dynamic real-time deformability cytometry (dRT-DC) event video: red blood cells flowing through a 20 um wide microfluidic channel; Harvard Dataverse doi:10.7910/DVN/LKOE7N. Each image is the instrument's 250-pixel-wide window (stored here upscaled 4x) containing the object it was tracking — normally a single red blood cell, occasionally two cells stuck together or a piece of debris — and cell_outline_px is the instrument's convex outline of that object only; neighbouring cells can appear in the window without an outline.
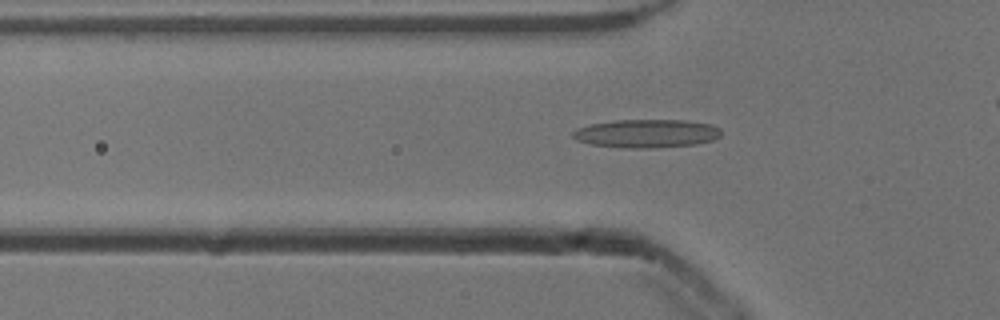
{"species": "common noctule bat (a hibernating species)", "species_latin": "Nyctalus noctula", "temperature_condition": "cold", "stored_images_in_passage": 41, "camera_frame_rate_fps": 3000, "um_per_image_px": 0.085, "animal": {"sex": "male", "body_mass_g": 13.3}, "frame": {"image": 1, "passage_image": 15, "time_ms": 4.667, "image_size_px": [1000, 320], "cell_outline_px": [[720, 136], [712, 140], [696, 144], [648, 148], [624, 148], [592, 144], [576, 140], [572, 136], [572, 132], [576, 128], [588, 124], [612, 120], [688, 120], [712, 124], [720, 128]], "centroid_in_image_um": [54.93, 11.33], "position_along_channel_um": 70.9, "area_um2": 24.68}}
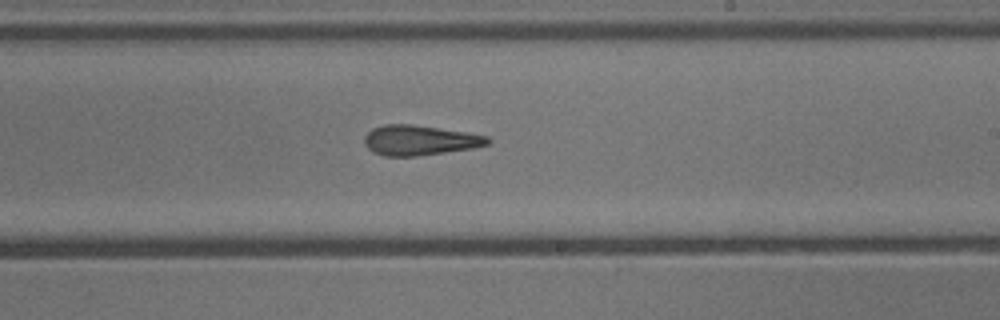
{"frame": {"image": 2, "passage_image": 29, "time_ms": 9.333, "image_size_px": [1000, 320], "cell_outline_px": [[492, 140], [488, 144], [472, 148], [416, 156], [384, 156], [372, 152], [364, 144], [364, 136], [372, 128], [384, 124], [412, 124], [468, 132], [488, 136]], "centroid_in_image_um": [35.65, 11.91], "position_along_channel_um": 253.3, "area_um2": 21.68}}
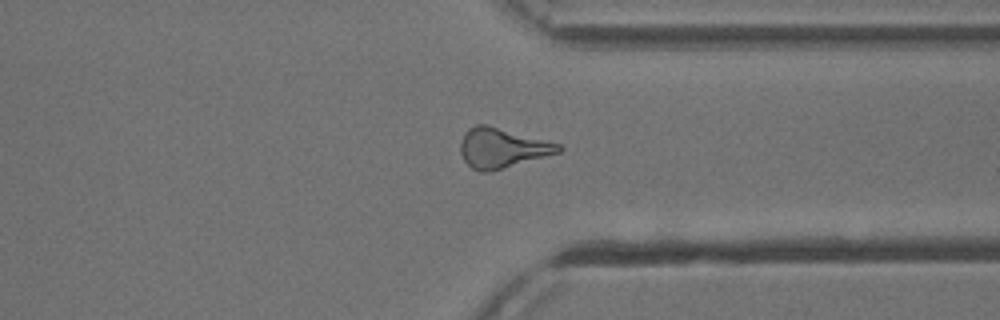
{"frame": {"image": 3, "passage_image": 38, "time_ms": 12.333, "image_size_px": [1000, 320], "cell_outline_px": [[564, 148], [560, 152], [488, 172], [480, 172], [472, 168], [464, 160], [460, 152], [460, 144], [464, 132], [468, 128], [476, 124], [484, 124], [560, 144]], "centroid_in_image_um": [42.64, 12.58], "position_along_channel_um": 368.8, "area_um2": 22.37}}